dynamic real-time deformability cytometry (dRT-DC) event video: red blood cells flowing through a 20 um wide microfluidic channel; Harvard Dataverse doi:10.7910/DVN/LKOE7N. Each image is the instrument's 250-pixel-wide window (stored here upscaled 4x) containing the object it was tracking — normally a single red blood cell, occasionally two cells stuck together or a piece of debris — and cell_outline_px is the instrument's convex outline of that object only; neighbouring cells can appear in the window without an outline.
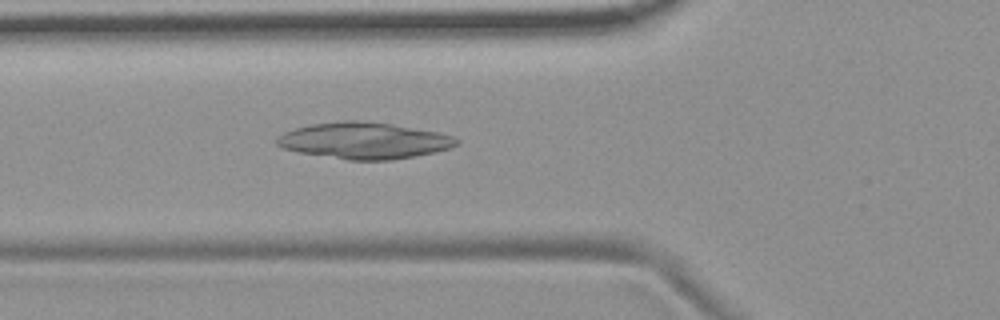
{"species": "common noctule bat (a hibernating species)", "species_latin": "Nyctalus noctula", "temperature_condition": "room temperature", "stored_images_in_passage": 37, "camera_frame_rate_fps": 3000, "um_per_image_px": 0.085, "animal": {"sex": "female", "body_mass_g": 19.9}, "frame": {"image": 1, "passage_image": 3, "time_ms": 0.667, "image_size_px": [1000, 320], "cell_outline_px": [[460, 140], [456, 144], [448, 148], [432, 152], [392, 160], [348, 160], [300, 152], [284, 148], [276, 144], [276, 140], [284, 132], [296, 128], [312, 124], [340, 120], [360, 120], [392, 124], [436, 132], [452, 136]], "centroid_in_image_um": [30.92, 11.94], "position_along_channel_um": 94.9, "area_um2": 37.63}}
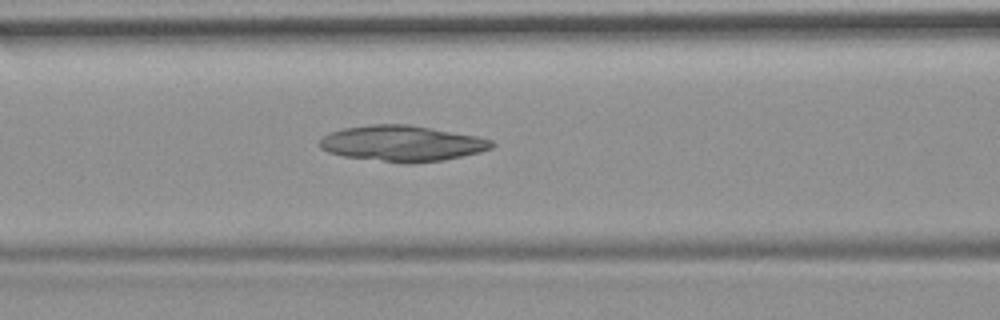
{"frame": {"image": 2, "passage_image": 6, "time_ms": 1.667, "image_size_px": [1000, 320], "cell_outline_px": [[496, 144], [492, 148], [480, 152], [444, 160], [412, 164], [404, 164], [344, 156], [328, 152], [320, 148], [320, 140], [324, 136], [332, 132], [344, 128], [372, 124], [408, 124], [476, 136], [492, 140]], "centroid_in_image_um": [34.2, 12.2], "position_along_channel_um": 132.4, "area_um2": 35.89}}
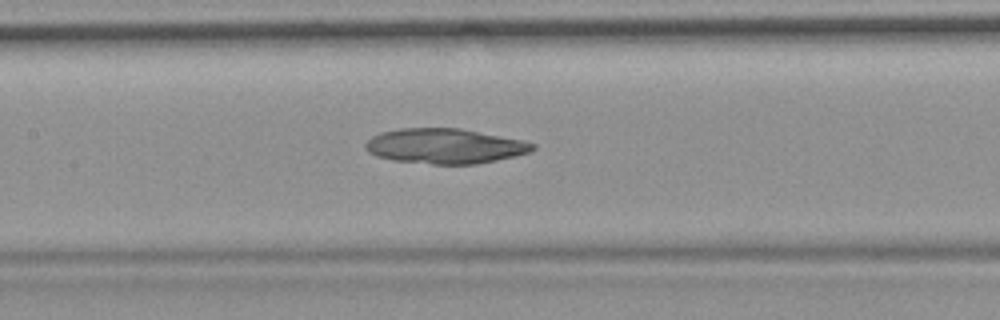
{"frame": {"image": 3, "passage_image": 9, "time_ms": 2.667, "image_size_px": [1000, 320], "cell_outline_px": [[536, 148], [528, 152], [516, 156], [476, 164], [432, 164], [392, 160], [376, 156], [368, 152], [364, 148], [364, 144], [372, 136], [380, 132], [400, 128], [460, 128], [524, 140], [536, 144]], "centroid_in_image_um": [37.8, 12.41], "position_along_channel_um": 169.6, "area_um2": 34.33}}